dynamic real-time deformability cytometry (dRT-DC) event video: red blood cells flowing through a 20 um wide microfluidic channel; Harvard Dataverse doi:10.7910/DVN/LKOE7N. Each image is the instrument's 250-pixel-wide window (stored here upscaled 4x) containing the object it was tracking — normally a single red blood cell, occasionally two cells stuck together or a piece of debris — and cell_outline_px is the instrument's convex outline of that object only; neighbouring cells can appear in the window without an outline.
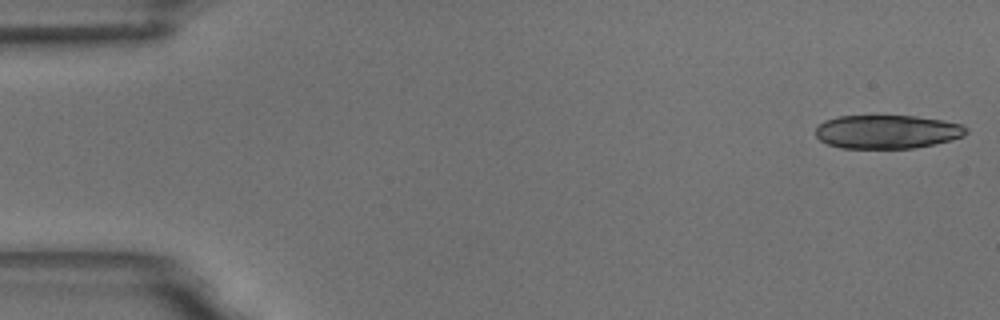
{"species": "common noctule bat (a hibernating species)", "species_latin": "Nyctalus noctula", "temperature_condition": "room temperature", "stored_images_in_passage": 5, "camera_frame_rate_fps": 3000, "um_per_image_px": 0.085, "animal": {"sex": "male", "body_mass_g": 18.8}, "frame": {"image": 1, "passage_image": 1, "time_ms": 0.0, "image_size_px": [1000, 320], "cell_outline_px": [[968, 132], [964, 136], [952, 140], [916, 148], [840, 148], [828, 144], [820, 140], [816, 136], [816, 128], [824, 120], [836, 116], [916, 116], [940, 120], [960, 124], [968, 128]], "centroid_in_image_um": [75.41, 11.2], "position_along_channel_um": 9.6, "area_um2": 29.59}}